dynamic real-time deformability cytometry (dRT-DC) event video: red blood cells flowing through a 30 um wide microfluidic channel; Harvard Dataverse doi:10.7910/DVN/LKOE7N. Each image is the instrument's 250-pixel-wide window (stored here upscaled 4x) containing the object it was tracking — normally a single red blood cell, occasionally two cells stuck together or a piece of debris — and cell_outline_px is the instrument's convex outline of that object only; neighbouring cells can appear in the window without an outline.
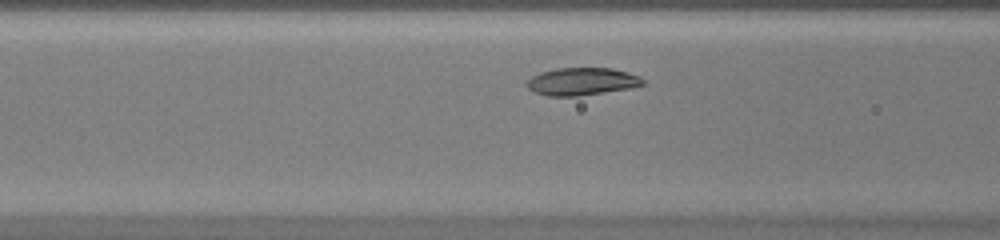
{"species": "common noctule bat (a hibernating species)", "species_latin": "Nyctalus noctula", "temperature_condition": "warm", "stored_images_in_passage": 27, "camera_frame_rate_fps": 3000, "um_per_image_px": 0.085, "animal": {"sex": "female", "body_mass_g": 20.0, "forearm_length_mm": 54.0}, "frame": {"image": 1, "passage_image": 7, "time_ms": 2.0, "image_size_px": [1000, 240], "cell_outline_px": [[644, 84], [632, 88], [580, 96], [548, 96], [532, 92], [524, 84], [532, 76], [540, 72], [556, 68], [612, 68], [628, 72], [640, 76], [644, 80]], "centroid_in_image_um": [49.44, 6.93], "position_along_channel_um": 117.2, "area_um2": 18.9}}
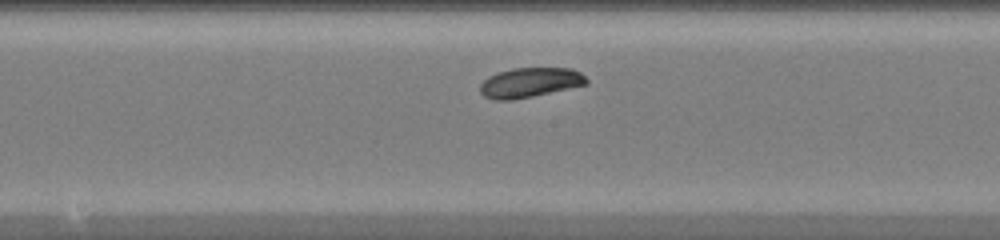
{"frame": {"image": 2, "passage_image": 13, "time_ms": 4.0, "image_size_px": [1000, 240], "cell_outline_px": [[588, 84], [532, 96], [512, 100], [492, 100], [484, 96], [480, 92], [480, 84], [488, 76], [512, 68], [572, 68], [580, 72], [588, 80]], "centroid_in_image_um": [45.03, 7.01], "position_along_channel_um": 203.2, "area_um2": 18.38}}
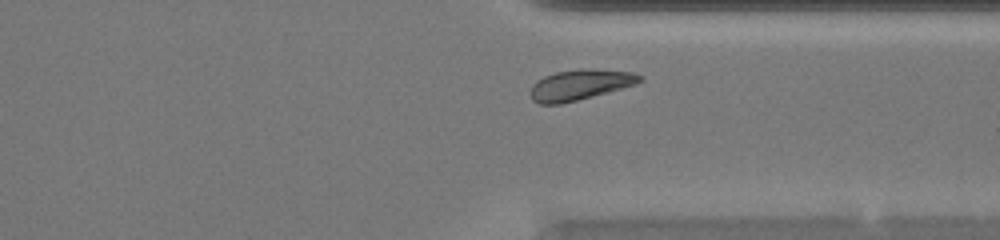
{"frame": {"image": 3, "passage_image": 24, "time_ms": 7.667, "image_size_px": [1000, 240], "cell_outline_px": [[644, 80], [636, 84], [592, 96], [560, 104], [540, 104], [532, 100], [528, 92], [532, 84], [536, 80], [544, 76], [556, 72], [580, 68], [588, 68], [632, 72], [644, 76]], "centroid_in_image_um": [49.27, 7.19], "position_along_channel_um": 362.1, "area_um2": 19.59}}